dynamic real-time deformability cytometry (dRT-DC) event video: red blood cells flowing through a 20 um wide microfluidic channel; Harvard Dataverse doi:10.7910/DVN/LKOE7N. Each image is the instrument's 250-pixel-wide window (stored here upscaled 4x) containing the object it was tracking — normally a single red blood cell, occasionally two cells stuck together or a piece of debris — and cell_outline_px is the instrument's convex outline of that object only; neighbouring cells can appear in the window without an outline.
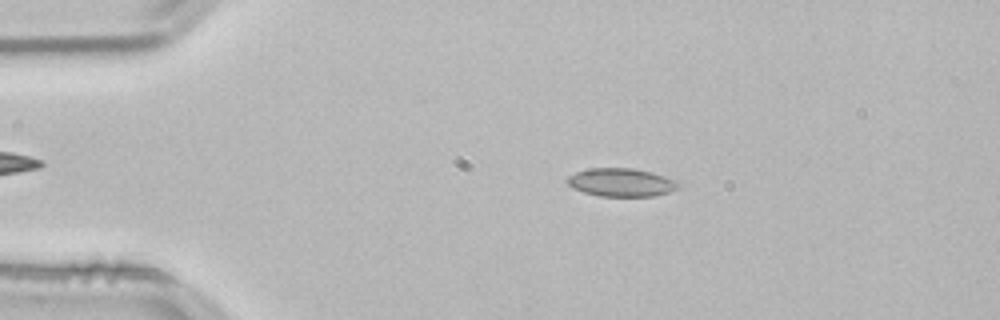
{"species": "common noctule bat (a hibernating species)", "species_latin": "Nyctalus noctula", "temperature_condition": "room temperature", "stored_images_in_passage": 48, "camera_frame_rate_fps": 3000, "um_per_image_px": 0.085, "animal": {"sex": "male", "body_mass_g": 21.5, "forearm_length_mm": 52.0}, "frame": {"image": 1, "passage_image": 5, "time_ms": 1.333, "image_size_px": [1000, 320], "cell_outline_px": [[680, 184], [676, 188], [668, 192], [652, 196], [600, 196], [584, 192], [568, 184], [568, 176], [576, 172], [588, 168], [632, 168], [648, 172], [672, 180]], "centroid_in_image_um": [52.75, 15.5], "position_along_channel_um": 32.3, "area_um2": 17.69}}
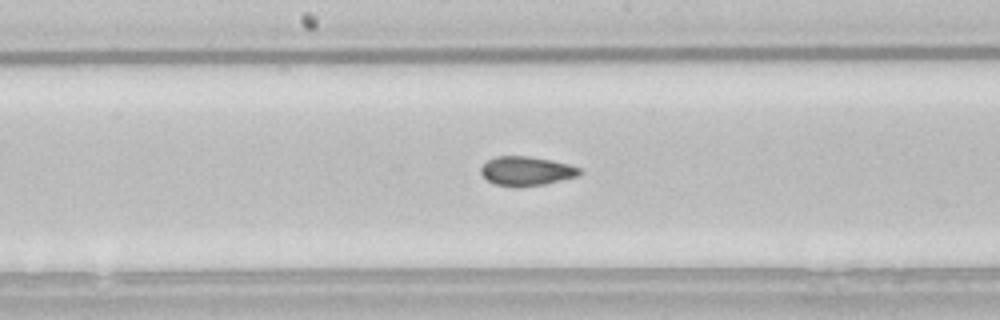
{"frame": {"image": 2, "passage_image": 22, "time_ms": 7.0, "image_size_px": [1000, 320], "cell_outline_px": [[584, 172], [576, 176], [544, 184], [520, 188], [516, 188], [496, 184], [488, 180], [480, 172], [480, 168], [488, 160], [496, 156], [528, 156], [568, 164], [580, 168]], "centroid_in_image_um": [44.73, 14.55], "position_along_channel_um": 203.5, "area_um2": 16.7}}
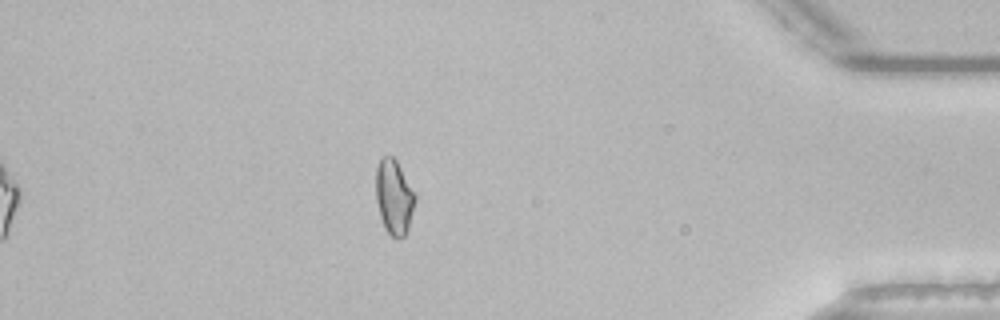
{"frame": {"image": 3, "passage_image": 41, "time_ms": 13.333, "image_size_px": [1000, 320], "cell_outline_px": [[416, 200], [408, 228], [404, 236], [400, 240], [396, 240], [384, 228], [380, 216], [376, 200], [376, 168], [380, 160], [384, 156], [392, 156], [396, 160], [416, 196]], "centroid_in_image_um": [33.49, 16.78], "position_along_channel_um": 401.7, "area_um2": 16.99}, "authors_computed_cell_mechanics": {"area_um2": 17.051, "velocity_mm_per_s": 3.8162, "shape_relaxation_time_tau1_ms": 4.5727, "shape_relaxation_time_tau2_ms": 1.8265, "deformation_change_tau1": 0.1217, "deformation_change_tau2": 0.0812}}